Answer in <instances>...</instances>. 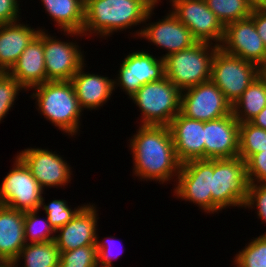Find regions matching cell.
I'll return each mask as SVG.
<instances>
[{
  "label": "cell",
  "mask_w": 266,
  "mask_h": 267,
  "mask_svg": "<svg viewBox=\"0 0 266 267\" xmlns=\"http://www.w3.org/2000/svg\"><path fill=\"white\" fill-rule=\"evenodd\" d=\"M161 0H85L83 35H112L145 23Z\"/></svg>",
  "instance_id": "obj_2"
},
{
  "label": "cell",
  "mask_w": 266,
  "mask_h": 267,
  "mask_svg": "<svg viewBox=\"0 0 266 267\" xmlns=\"http://www.w3.org/2000/svg\"><path fill=\"white\" fill-rule=\"evenodd\" d=\"M44 198L42 197V202L40 204L39 210L42 208L47 214L48 221L53 229L56 231L58 228L66 225L72 218L77 214V212L83 207H75L74 210L69 208L66 200H52L49 204H45Z\"/></svg>",
  "instance_id": "obj_32"
},
{
  "label": "cell",
  "mask_w": 266,
  "mask_h": 267,
  "mask_svg": "<svg viewBox=\"0 0 266 267\" xmlns=\"http://www.w3.org/2000/svg\"><path fill=\"white\" fill-rule=\"evenodd\" d=\"M46 13L51 16L64 34L84 36L82 34L84 24L85 0H41Z\"/></svg>",
  "instance_id": "obj_24"
},
{
  "label": "cell",
  "mask_w": 266,
  "mask_h": 267,
  "mask_svg": "<svg viewBox=\"0 0 266 267\" xmlns=\"http://www.w3.org/2000/svg\"><path fill=\"white\" fill-rule=\"evenodd\" d=\"M8 73L26 90L46 82L43 30L40 29Z\"/></svg>",
  "instance_id": "obj_20"
},
{
  "label": "cell",
  "mask_w": 266,
  "mask_h": 267,
  "mask_svg": "<svg viewBox=\"0 0 266 267\" xmlns=\"http://www.w3.org/2000/svg\"><path fill=\"white\" fill-rule=\"evenodd\" d=\"M25 245L24 212L0 204V260L14 262Z\"/></svg>",
  "instance_id": "obj_22"
},
{
  "label": "cell",
  "mask_w": 266,
  "mask_h": 267,
  "mask_svg": "<svg viewBox=\"0 0 266 267\" xmlns=\"http://www.w3.org/2000/svg\"><path fill=\"white\" fill-rule=\"evenodd\" d=\"M18 2V0H0V25L17 22L21 10Z\"/></svg>",
  "instance_id": "obj_37"
},
{
  "label": "cell",
  "mask_w": 266,
  "mask_h": 267,
  "mask_svg": "<svg viewBox=\"0 0 266 267\" xmlns=\"http://www.w3.org/2000/svg\"><path fill=\"white\" fill-rule=\"evenodd\" d=\"M250 123L266 130V106L258 115L251 119Z\"/></svg>",
  "instance_id": "obj_39"
},
{
  "label": "cell",
  "mask_w": 266,
  "mask_h": 267,
  "mask_svg": "<svg viewBox=\"0 0 266 267\" xmlns=\"http://www.w3.org/2000/svg\"><path fill=\"white\" fill-rule=\"evenodd\" d=\"M96 207L84 205L66 225L58 228L55 243L60 251H70L82 246L95 245L97 235ZM59 231V232H58Z\"/></svg>",
  "instance_id": "obj_18"
},
{
  "label": "cell",
  "mask_w": 266,
  "mask_h": 267,
  "mask_svg": "<svg viewBox=\"0 0 266 267\" xmlns=\"http://www.w3.org/2000/svg\"><path fill=\"white\" fill-rule=\"evenodd\" d=\"M266 106V79L260 75L232 105L234 118L239 122H250Z\"/></svg>",
  "instance_id": "obj_25"
},
{
  "label": "cell",
  "mask_w": 266,
  "mask_h": 267,
  "mask_svg": "<svg viewBox=\"0 0 266 267\" xmlns=\"http://www.w3.org/2000/svg\"><path fill=\"white\" fill-rule=\"evenodd\" d=\"M219 48L230 55L254 63L260 69L266 63V47L250 17L226 25Z\"/></svg>",
  "instance_id": "obj_12"
},
{
  "label": "cell",
  "mask_w": 266,
  "mask_h": 267,
  "mask_svg": "<svg viewBox=\"0 0 266 267\" xmlns=\"http://www.w3.org/2000/svg\"><path fill=\"white\" fill-rule=\"evenodd\" d=\"M118 72V79L113 80L114 90L120 85L130 98L142 85L165 76L164 59L146 51L132 52L123 59Z\"/></svg>",
  "instance_id": "obj_13"
},
{
  "label": "cell",
  "mask_w": 266,
  "mask_h": 267,
  "mask_svg": "<svg viewBox=\"0 0 266 267\" xmlns=\"http://www.w3.org/2000/svg\"><path fill=\"white\" fill-rule=\"evenodd\" d=\"M257 208V216L266 223V183H249L244 208ZM266 234V232L264 233Z\"/></svg>",
  "instance_id": "obj_34"
},
{
  "label": "cell",
  "mask_w": 266,
  "mask_h": 267,
  "mask_svg": "<svg viewBox=\"0 0 266 267\" xmlns=\"http://www.w3.org/2000/svg\"><path fill=\"white\" fill-rule=\"evenodd\" d=\"M58 267H98L96 245L60 251Z\"/></svg>",
  "instance_id": "obj_31"
},
{
  "label": "cell",
  "mask_w": 266,
  "mask_h": 267,
  "mask_svg": "<svg viewBox=\"0 0 266 267\" xmlns=\"http://www.w3.org/2000/svg\"><path fill=\"white\" fill-rule=\"evenodd\" d=\"M249 181L246 162L239 156L213 159L212 213L225 207H243L247 199Z\"/></svg>",
  "instance_id": "obj_6"
},
{
  "label": "cell",
  "mask_w": 266,
  "mask_h": 267,
  "mask_svg": "<svg viewBox=\"0 0 266 267\" xmlns=\"http://www.w3.org/2000/svg\"><path fill=\"white\" fill-rule=\"evenodd\" d=\"M240 123L233 113L204 122V159H229L239 154Z\"/></svg>",
  "instance_id": "obj_17"
},
{
  "label": "cell",
  "mask_w": 266,
  "mask_h": 267,
  "mask_svg": "<svg viewBox=\"0 0 266 267\" xmlns=\"http://www.w3.org/2000/svg\"><path fill=\"white\" fill-rule=\"evenodd\" d=\"M133 174L140 180L165 183L178 176V160L170 129L165 125H141L130 140Z\"/></svg>",
  "instance_id": "obj_1"
},
{
  "label": "cell",
  "mask_w": 266,
  "mask_h": 267,
  "mask_svg": "<svg viewBox=\"0 0 266 267\" xmlns=\"http://www.w3.org/2000/svg\"><path fill=\"white\" fill-rule=\"evenodd\" d=\"M149 25L147 24L144 29H139L135 33L138 38H144L157 47L166 49L167 53L161 57L163 59L172 53L190 48L198 42L191 31L171 11L164 16V19L149 23Z\"/></svg>",
  "instance_id": "obj_16"
},
{
  "label": "cell",
  "mask_w": 266,
  "mask_h": 267,
  "mask_svg": "<svg viewBox=\"0 0 266 267\" xmlns=\"http://www.w3.org/2000/svg\"><path fill=\"white\" fill-rule=\"evenodd\" d=\"M84 66L72 77L71 82L81 109H98L110 99L114 83L103 75L85 73Z\"/></svg>",
  "instance_id": "obj_21"
},
{
  "label": "cell",
  "mask_w": 266,
  "mask_h": 267,
  "mask_svg": "<svg viewBox=\"0 0 266 267\" xmlns=\"http://www.w3.org/2000/svg\"><path fill=\"white\" fill-rule=\"evenodd\" d=\"M261 75V69L240 57L230 55L218 48L211 64V81L223 92L233 105Z\"/></svg>",
  "instance_id": "obj_7"
},
{
  "label": "cell",
  "mask_w": 266,
  "mask_h": 267,
  "mask_svg": "<svg viewBox=\"0 0 266 267\" xmlns=\"http://www.w3.org/2000/svg\"><path fill=\"white\" fill-rule=\"evenodd\" d=\"M14 162L0 185V204L23 212L39 210L44 190L18 156Z\"/></svg>",
  "instance_id": "obj_8"
},
{
  "label": "cell",
  "mask_w": 266,
  "mask_h": 267,
  "mask_svg": "<svg viewBox=\"0 0 266 267\" xmlns=\"http://www.w3.org/2000/svg\"><path fill=\"white\" fill-rule=\"evenodd\" d=\"M250 18L254 21L256 31L266 47V7L253 8Z\"/></svg>",
  "instance_id": "obj_38"
},
{
  "label": "cell",
  "mask_w": 266,
  "mask_h": 267,
  "mask_svg": "<svg viewBox=\"0 0 266 267\" xmlns=\"http://www.w3.org/2000/svg\"><path fill=\"white\" fill-rule=\"evenodd\" d=\"M248 2L254 7H266V0H248Z\"/></svg>",
  "instance_id": "obj_40"
},
{
  "label": "cell",
  "mask_w": 266,
  "mask_h": 267,
  "mask_svg": "<svg viewBox=\"0 0 266 267\" xmlns=\"http://www.w3.org/2000/svg\"><path fill=\"white\" fill-rule=\"evenodd\" d=\"M180 112L188 118L207 122L232 113V105L210 80L181 91Z\"/></svg>",
  "instance_id": "obj_10"
},
{
  "label": "cell",
  "mask_w": 266,
  "mask_h": 267,
  "mask_svg": "<svg viewBox=\"0 0 266 267\" xmlns=\"http://www.w3.org/2000/svg\"><path fill=\"white\" fill-rule=\"evenodd\" d=\"M19 23V24H18ZM40 29L15 22L0 25V70L8 72Z\"/></svg>",
  "instance_id": "obj_23"
},
{
  "label": "cell",
  "mask_w": 266,
  "mask_h": 267,
  "mask_svg": "<svg viewBox=\"0 0 266 267\" xmlns=\"http://www.w3.org/2000/svg\"><path fill=\"white\" fill-rule=\"evenodd\" d=\"M171 12L192 33L198 42L212 43L220 46L225 27L208 8L205 0H170Z\"/></svg>",
  "instance_id": "obj_11"
},
{
  "label": "cell",
  "mask_w": 266,
  "mask_h": 267,
  "mask_svg": "<svg viewBox=\"0 0 266 267\" xmlns=\"http://www.w3.org/2000/svg\"><path fill=\"white\" fill-rule=\"evenodd\" d=\"M43 30V51L47 81H71L85 63L78 44L57 40ZM55 38V39H54Z\"/></svg>",
  "instance_id": "obj_14"
},
{
  "label": "cell",
  "mask_w": 266,
  "mask_h": 267,
  "mask_svg": "<svg viewBox=\"0 0 266 267\" xmlns=\"http://www.w3.org/2000/svg\"><path fill=\"white\" fill-rule=\"evenodd\" d=\"M24 259V267H58L60 261V250L55 241L43 243L26 244L14 261L16 267L18 262Z\"/></svg>",
  "instance_id": "obj_26"
},
{
  "label": "cell",
  "mask_w": 266,
  "mask_h": 267,
  "mask_svg": "<svg viewBox=\"0 0 266 267\" xmlns=\"http://www.w3.org/2000/svg\"><path fill=\"white\" fill-rule=\"evenodd\" d=\"M129 99L141 109V125L168 126L180 113L181 91L166 76L142 85Z\"/></svg>",
  "instance_id": "obj_5"
},
{
  "label": "cell",
  "mask_w": 266,
  "mask_h": 267,
  "mask_svg": "<svg viewBox=\"0 0 266 267\" xmlns=\"http://www.w3.org/2000/svg\"><path fill=\"white\" fill-rule=\"evenodd\" d=\"M215 43L197 42L164 58L165 76L180 90L210 81ZM213 45V46H212Z\"/></svg>",
  "instance_id": "obj_4"
},
{
  "label": "cell",
  "mask_w": 266,
  "mask_h": 267,
  "mask_svg": "<svg viewBox=\"0 0 266 267\" xmlns=\"http://www.w3.org/2000/svg\"><path fill=\"white\" fill-rule=\"evenodd\" d=\"M20 90L25 89L8 72L0 74V122L11 110Z\"/></svg>",
  "instance_id": "obj_33"
},
{
  "label": "cell",
  "mask_w": 266,
  "mask_h": 267,
  "mask_svg": "<svg viewBox=\"0 0 266 267\" xmlns=\"http://www.w3.org/2000/svg\"><path fill=\"white\" fill-rule=\"evenodd\" d=\"M35 98L44 118L68 135H75L80 130L82 109L76 97L71 81H47L33 87Z\"/></svg>",
  "instance_id": "obj_3"
},
{
  "label": "cell",
  "mask_w": 266,
  "mask_h": 267,
  "mask_svg": "<svg viewBox=\"0 0 266 267\" xmlns=\"http://www.w3.org/2000/svg\"><path fill=\"white\" fill-rule=\"evenodd\" d=\"M261 75L266 79V63H265V65L261 68Z\"/></svg>",
  "instance_id": "obj_42"
},
{
  "label": "cell",
  "mask_w": 266,
  "mask_h": 267,
  "mask_svg": "<svg viewBox=\"0 0 266 267\" xmlns=\"http://www.w3.org/2000/svg\"><path fill=\"white\" fill-rule=\"evenodd\" d=\"M178 160L181 163L204 159V122L178 113L168 125Z\"/></svg>",
  "instance_id": "obj_19"
},
{
  "label": "cell",
  "mask_w": 266,
  "mask_h": 267,
  "mask_svg": "<svg viewBox=\"0 0 266 267\" xmlns=\"http://www.w3.org/2000/svg\"><path fill=\"white\" fill-rule=\"evenodd\" d=\"M205 2L224 27L229 23L249 18L254 8L248 0H205Z\"/></svg>",
  "instance_id": "obj_27"
},
{
  "label": "cell",
  "mask_w": 266,
  "mask_h": 267,
  "mask_svg": "<svg viewBox=\"0 0 266 267\" xmlns=\"http://www.w3.org/2000/svg\"><path fill=\"white\" fill-rule=\"evenodd\" d=\"M38 212L39 210L24 212V237L26 244L55 240L56 231L50 225L47 217H45L46 219L39 218Z\"/></svg>",
  "instance_id": "obj_29"
},
{
  "label": "cell",
  "mask_w": 266,
  "mask_h": 267,
  "mask_svg": "<svg viewBox=\"0 0 266 267\" xmlns=\"http://www.w3.org/2000/svg\"><path fill=\"white\" fill-rule=\"evenodd\" d=\"M0 267H16L13 261L0 260Z\"/></svg>",
  "instance_id": "obj_41"
},
{
  "label": "cell",
  "mask_w": 266,
  "mask_h": 267,
  "mask_svg": "<svg viewBox=\"0 0 266 267\" xmlns=\"http://www.w3.org/2000/svg\"><path fill=\"white\" fill-rule=\"evenodd\" d=\"M234 259L235 267H266V234L252 239Z\"/></svg>",
  "instance_id": "obj_30"
},
{
  "label": "cell",
  "mask_w": 266,
  "mask_h": 267,
  "mask_svg": "<svg viewBox=\"0 0 266 267\" xmlns=\"http://www.w3.org/2000/svg\"><path fill=\"white\" fill-rule=\"evenodd\" d=\"M261 151H266V130L250 122L240 123L238 156L246 162Z\"/></svg>",
  "instance_id": "obj_28"
},
{
  "label": "cell",
  "mask_w": 266,
  "mask_h": 267,
  "mask_svg": "<svg viewBox=\"0 0 266 267\" xmlns=\"http://www.w3.org/2000/svg\"><path fill=\"white\" fill-rule=\"evenodd\" d=\"M55 153L42 148H27L17 155L29 168L42 189L62 187L71 181L72 168Z\"/></svg>",
  "instance_id": "obj_15"
},
{
  "label": "cell",
  "mask_w": 266,
  "mask_h": 267,
  "mask_svg": "<svg viewBox=\"0 0 266 267\" xmlns=\"http://www.w3.org/2000/svg\"><path fill=\"white\" fill-rule=\"evenodd\" d=\"M249 183H266V151L253 154L246 161Z\"/></svg>",
  "instance_id": "obj_35"
},
{
  "label": "cell",
  "mask_w": 266,
  "mask_h": 267,
  "mask_svg": "<svg viewBox=\"0 0 266 267\" xmlns=\"http://www.w3.org/2000/svg\"><path fill=\"white\" fill-rule=\"evenodd\" d=\"M213 159H194L181 164L174 193L207 213H212Z\"/></svg>",
  "instance_id": "obj_9"
},
{
  "label": "cell",
  "mask_w": 266,
  "mask_h": 267,
  "mask_svg": "<svg viewBox=\"0 0 266 267\" xmlns=\"http://www.w3.org/2000/svg\"><path fill=\"white\" fill-rule=\"evenodd\" d=\"M99 237H96V250H97V264L98 267H113L112 266V259L120 256L121 250L116 253V255H113V248L115 245V237H108L105 241H99ZM116 248V246H115ZM114 248V249H115ZM117 250V248H116ZM101 264V265H100Z\"/></svg>",
  "instance_id": "obj_36"
}]
</instances>
